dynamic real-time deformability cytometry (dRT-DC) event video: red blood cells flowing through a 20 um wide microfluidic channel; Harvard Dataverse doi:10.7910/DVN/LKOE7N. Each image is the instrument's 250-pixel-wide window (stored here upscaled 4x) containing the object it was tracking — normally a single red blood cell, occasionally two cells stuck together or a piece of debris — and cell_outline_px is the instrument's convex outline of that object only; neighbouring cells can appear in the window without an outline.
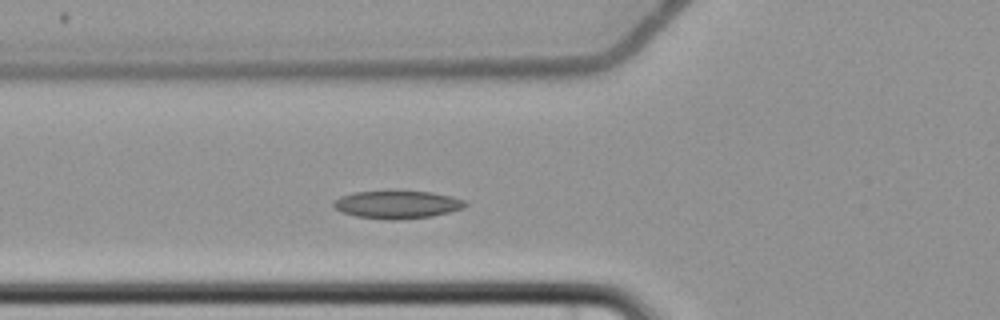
{"species": "common noctule bat (a hibernating species)", "species_latin": "Nyctalus noctula", "temperature_condition": "cold", "stored_images_in_passage": 5, "camera_frame_rate_fps": 3000, "um_per_image_px": 0.085, "animal": {"sex": "female", "body_mass_g": 22.7, "forearm_length_mm": 54.2}, "frame": {"image": 1, "passage_image": 5, "time_ms": 4.667, "image_size_px": [1000, 320], "cell_outline_px": [[468, 204], [464, 208], [432, 216], [396, 220], [392, 220], [356, 216], [340, 212], [332, 204], [340, 196], [352, 192], [432, 192], [452, 196], [464, 200]], "centroid_in_image_um": [33.77, 17.4], "position_along_channel_um": 92.0, "area_um2": 21.1}}